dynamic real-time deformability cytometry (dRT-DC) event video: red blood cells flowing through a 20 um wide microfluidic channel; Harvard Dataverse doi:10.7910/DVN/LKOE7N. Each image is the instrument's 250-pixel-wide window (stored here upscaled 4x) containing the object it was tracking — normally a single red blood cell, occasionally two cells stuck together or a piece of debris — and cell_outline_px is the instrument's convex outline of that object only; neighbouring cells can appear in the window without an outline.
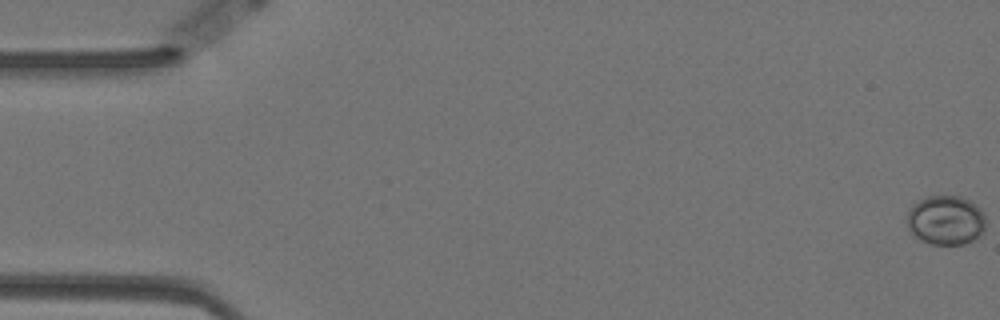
{"species": "Egyptian fruit bat (a non-hibernating species)", "species_latin": "Rousettus aegyptiacus", "temperature_condition": "warm", "stored_images_in_passage": 60, "camera_frame_rate_fps": 3000, "um_per_image_px": 0.085, "animal": {"sex": "female"}, "frame": {"image": 1, "passage_image": 1, "time_ms": 0.0, "image_size_px": [1000, 320], "cell_outline_px": [[984, 232], [976, 240], [964, 244], [932, 244], [920, 240], [908, 228], [908, 212], [912, 204], [916, 200], [928, 196], [960, 196], [968, 200], [980, 208], [984, 216]], "centroid_in_image_um": [80.39, 18.72], "position_along_channel_um": 4.6, "area_um2": 22.72}}
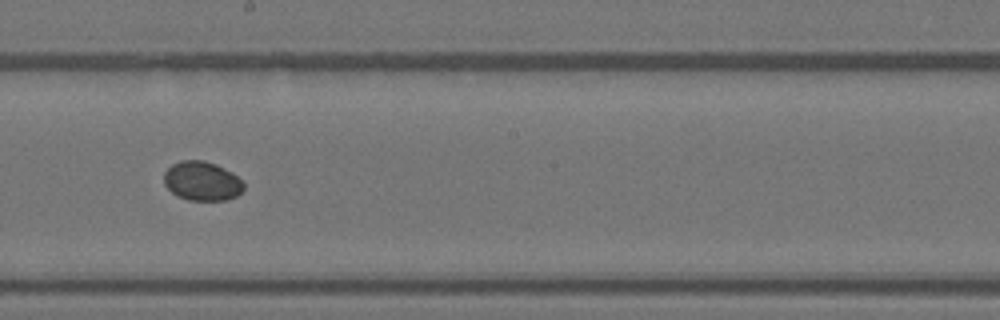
{"frame": {"image": 2, "passage_image": 33, "time_ms": 10.667, "image_size_px": [1000, 320], "cell_outline_px": [[244, 188], [236, 196], [228, 200], [188, 200], [176, 196], [164, 184], [164, 172], [172, 164], [180, 160], [204, 160], [216, 164], [232, 172], [244, 184]], "centroid_in_image_um": [17.15, 15.39], "position_along_channel_um": 231.0, "area_um2": 18.26}}
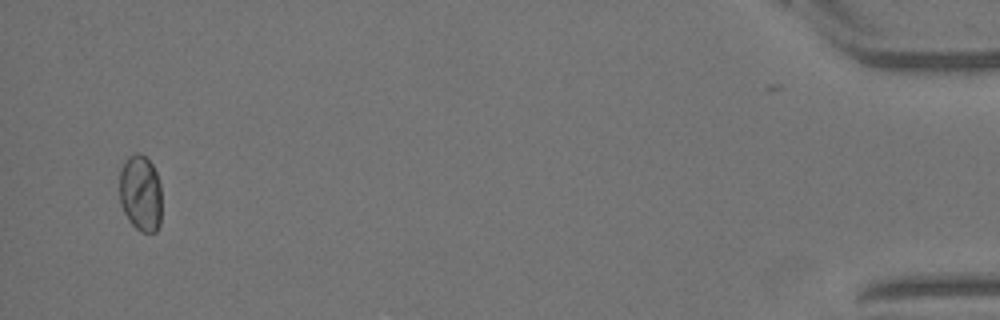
{"frame": {"image": 3, "passage_image": 57, "time_ms": 18.667, "image_size_px": [1000, 320], "cell_outline_px": [[160, 224], [156, 232], [140, 232], [128, 220], [120, 204], [120, 168], [124, 160], [128, 156], [136, 152], [140, 152], [152, 164], [156, 172], [160, 184]], "centroid_in_image_um": [11.93, 16.41], "position_along_channel_um": 423.3, "area_um2": 18.96}, "authors_computed_cell_mechanics": {"area_um2": 18.5538, "velocity_mm_per_s": 3.4916, "shape_relaxation_time_tau1_ms": 2.6644, "shape_relaxation_time_tau2_ms": null, "deformation_change_tau1": 0.0382, "deformation_change_tau2": null}}